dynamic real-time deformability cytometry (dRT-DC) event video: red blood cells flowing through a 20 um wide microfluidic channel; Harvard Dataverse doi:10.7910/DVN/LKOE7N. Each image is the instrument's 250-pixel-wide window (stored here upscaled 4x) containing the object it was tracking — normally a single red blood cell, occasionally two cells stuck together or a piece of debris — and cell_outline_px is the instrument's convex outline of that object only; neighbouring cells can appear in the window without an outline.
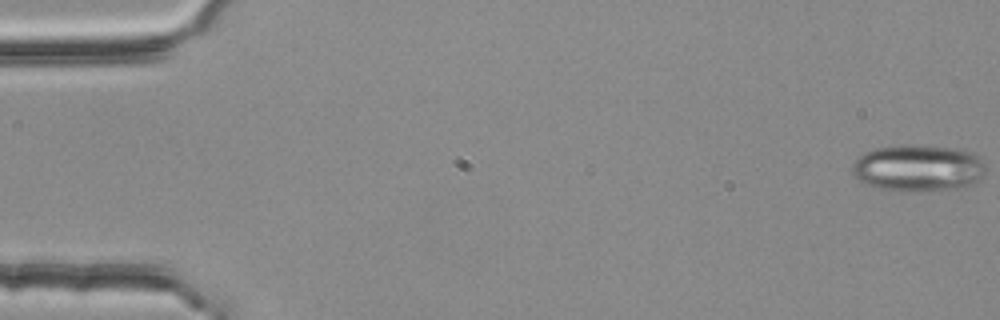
{"species": "common noctule bat (a hibernating species)", "species_latin": "Nyctalus noctula", "temperature_condition": "room temperature", "stored_images_in_passage": 55, "camera_frame_rate_fps": 3000, "um_per_image_px": 0.085, "animal": {"sex": "female", "body_mass_g": 25.1}, "frame": {"image": 1, "passage_image": 1, "time_ms": 0.0, "image_size_px": [1000, 320], "cell_outline_px": [[984, 172], [972, 184], [960, 188], [916, 192], [900, 192], [880, 188], [864, 184], [852, 172], [852, 164], [856, 156], [872, 148], [900, 144], [912, 144], [956, 148], [972, 152], [984, 164]], "centroid_in_image_um": [77.97, 14.27], "position_along_channel_um": 7.0, "area_um2": 36.88}}
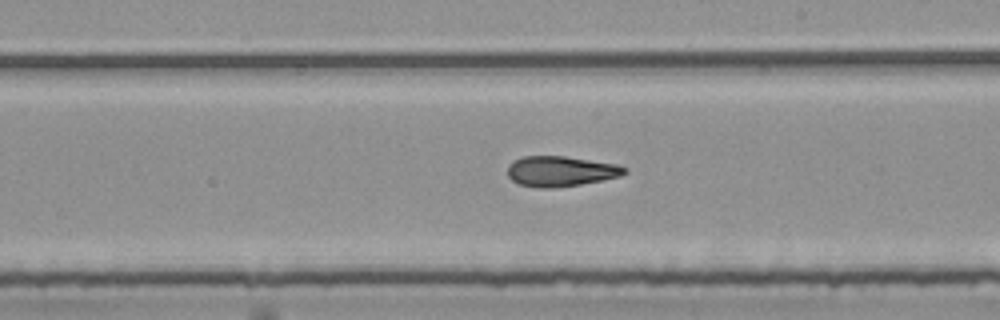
{"frame": {"image": 2, "passage_image": 32, "time_ms": 10.333, "image_size_px": [1000, 320], "cell_outline_px": [[628, 172], [620, 176], [604, 180], [556, 188], [536, 188], [520, 184], [512, 180], [508, 176], [508, 164], [524, 156], [564, 156], [616, 164], [624, 168]], "centroid_in_image_um": [47.64, 14.57], "position_along_channel_um": 241.4, "area_um2": 20.58}}
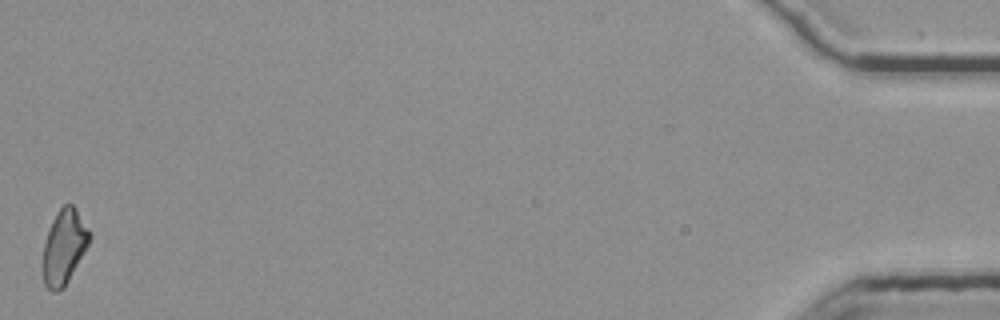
{"frame": {"image": 3, "passage_image": 55, "time_ms": 18.0, "image_size_px": [1000, 320], "cell_outline_px": [[92, 236], [84, 252], [64, 288], [56, 292], [52, 292], [44, 284], [44, 240], [48, 228], [56, 212], [64, 204], [72, 204], [76, 208], [88, 228]], "centroid_in_image_um": [5.45, 20.96], "position_along_channel_um": 429.8, "area_um2": 20.11}, "authors_computed_cell_mechanics": {"area_um2": 20.9814, "velocity_mm_per_s": 3.758, "shape_relaxation_time_tau1_ms": null, "shape_relaxation_time_tau2_ms": 6.8617, "deformation_change_tau1": null, "deformation_change_tau2": 0.1711}}